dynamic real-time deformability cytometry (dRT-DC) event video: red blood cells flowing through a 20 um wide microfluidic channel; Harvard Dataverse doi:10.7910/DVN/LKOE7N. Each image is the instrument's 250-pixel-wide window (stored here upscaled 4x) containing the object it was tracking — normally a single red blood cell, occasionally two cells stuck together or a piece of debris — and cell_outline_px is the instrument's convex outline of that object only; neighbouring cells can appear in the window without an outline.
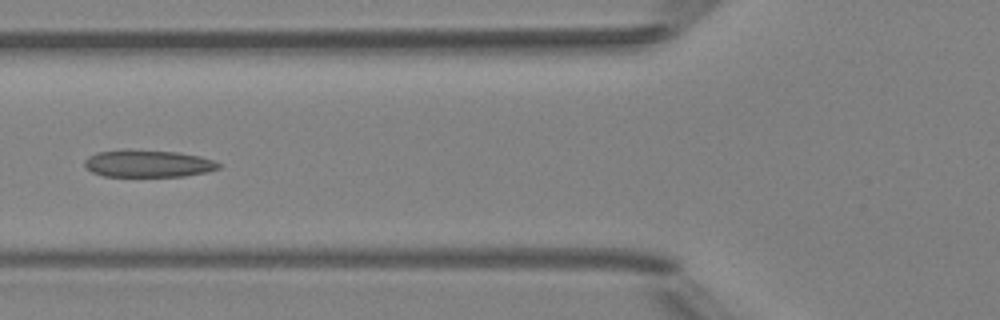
{"species": "Egyptian fruit bat (a non-hibernating species)", "species_latin": "Rousettus aegyptiacus", "temperature_condition": "room temperature", "stored_images_in_passage": 6, "camera_frame_rate_fps": 3000, "um_per_image_px": 0.085, "animal": {"sex": "female"}, "frame": {"image": 1, "passage_image": 5, "time_ms": 4.667, "image_size_px": [1000, 320], "cell_outline_px": [[220, 168], [204, 172], [184, 176], [104, 176], [92, 172], [84, 164], [84, 160], [88, 156], [96, 152], [180, 152], [200, 156], [212, 160], [220, 164]], "centroid_in_image_um": [12.61, 13.94], "position_along_channel_um": 113.2, "area_um2": 20.29}}
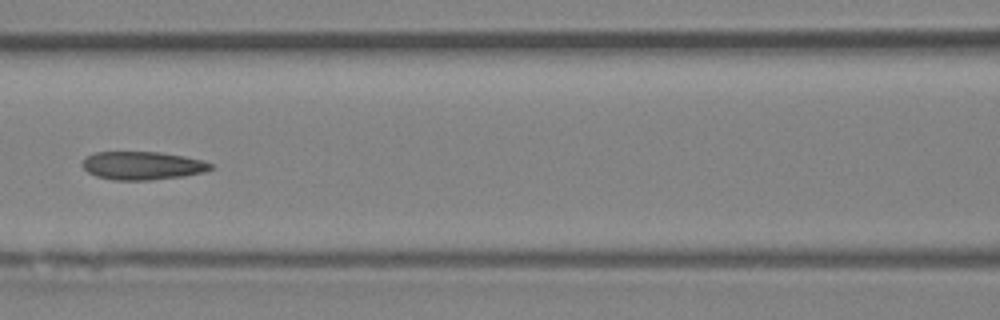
{"frame": {"image": 2, "passage_image": 6, "time_ms": 5.667, "image_size_px": [1000, 320], "cell_outline_px": [[216, 168], [204, 172], [184, 176], [152, 180], [112, 180], [96, 176], [88, 172], [80, 164], [88, 156], [96, 152], [160, 152], [184, 156], [204, 160], [212, 164]], "centroid_in_image_um": [12.15, 14.08], "position_along_channel_um": 154.4, "area_um2": 21.27}}